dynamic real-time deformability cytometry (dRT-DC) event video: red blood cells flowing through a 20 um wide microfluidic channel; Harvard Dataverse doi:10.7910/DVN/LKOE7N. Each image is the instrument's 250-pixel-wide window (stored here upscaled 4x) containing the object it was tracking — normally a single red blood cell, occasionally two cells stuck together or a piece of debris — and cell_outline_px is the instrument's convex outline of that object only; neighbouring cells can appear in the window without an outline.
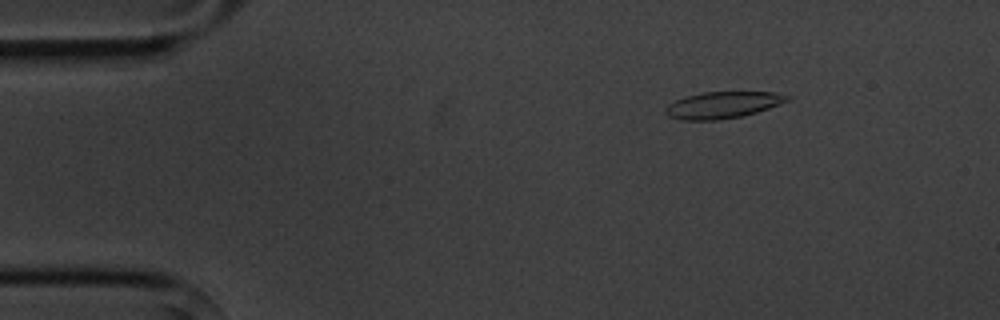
{"species": "common noctule bat (a hibernating species)", "species_latin": "Nyctalus noctula", "temperature_condition": "cold", "stored_images_in_passage": 5, "camera_frame_rate_fps": 3000, "um_per_image_px": 0.085, "animal": {"sex": "male", "body_mass_g": 20.1, "forearm_length_mm": 53.5}, "frame": {"image": 1, "passage_image": 3, "time_ms": 2.333, "image_size_px": [1000, 320], "cell_outline_px": [[792, 96], [788, 100], [780, 104], [744, 116], [720, 120], [680, 120], [668, 116], [664, 112], [664, 108], [668, 104], [676, 100], [688, 96], [704, 92], [776, 92]], "centroid_in_image_um": [61.42, 8.93], "position_along_channel_um": 23.6, "area_um2": 18.96}}